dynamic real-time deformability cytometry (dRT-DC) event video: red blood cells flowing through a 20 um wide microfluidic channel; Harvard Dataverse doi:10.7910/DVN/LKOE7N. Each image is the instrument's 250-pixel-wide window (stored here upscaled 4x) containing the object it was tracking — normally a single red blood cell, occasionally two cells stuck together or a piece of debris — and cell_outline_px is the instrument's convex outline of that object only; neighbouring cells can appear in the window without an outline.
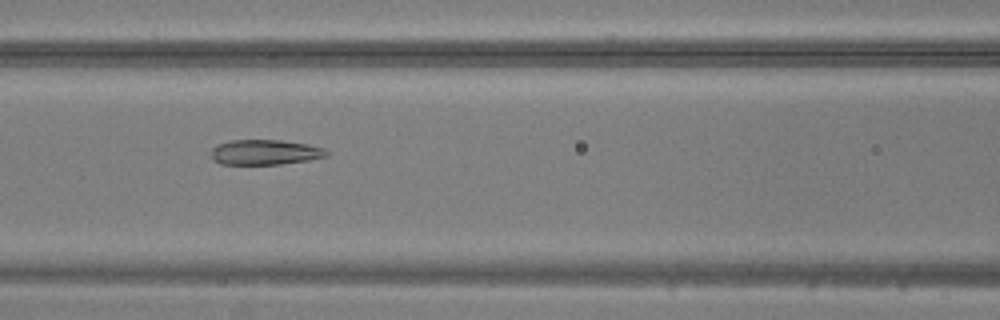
{"species": "common noctule bat (a hibernating species)", "species_latin": "Nyctalus noctula", "temperature_condition": "warm", "stored_images_in_passage": 37, "camera_frame_rate_fps": 3000, "um_per_image_px": 0.085, "animal": {"sex": "male", "body_mass_g": 20.5, "forearm_length_mm": 52.5}, "frame": {"image": 1, "passage_image": 10, "time_ms": 3.0, "image_size_px": [1000, 320], "cell_outline_px": [[328, 156], [308, 160], [280, 164], [220, 164], [212, 156], [212, 148], [216, 144], [232, 140], [280, 140], [308, 144], [324, 148], [328, 152]], "centroid_in_image_um": [22.54, 12.93], "position_along_channel_um": 144.1, "area_um2": 16.82}}
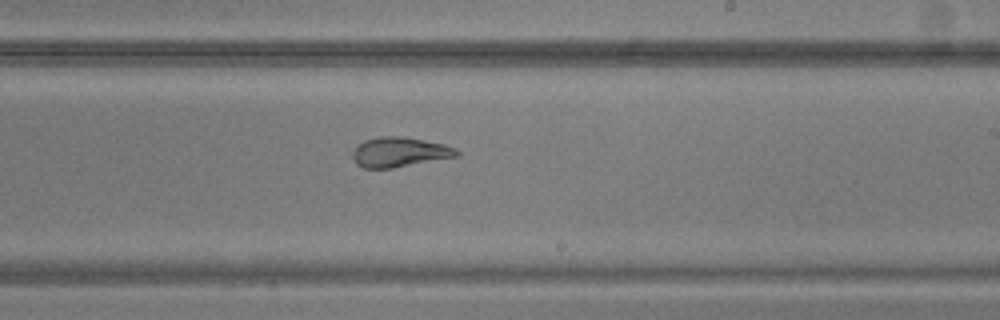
{"frame": {"image": 2, "passage_image": 18, "time_ms": 5.667, "image_size_px": [1000, 320], "cell_outline_px": [[460, 156], [392, 168], [364, 168], [356, 164], [352, 156], [352, 152], [364, 140], [380, 136], [404, 136], [444, 144], [456, 148], [460, 152]], "centroid_in_image_um": [33.99, 12.93], "position_along_channel_um": 255.0, "area_um2": 18.15}}
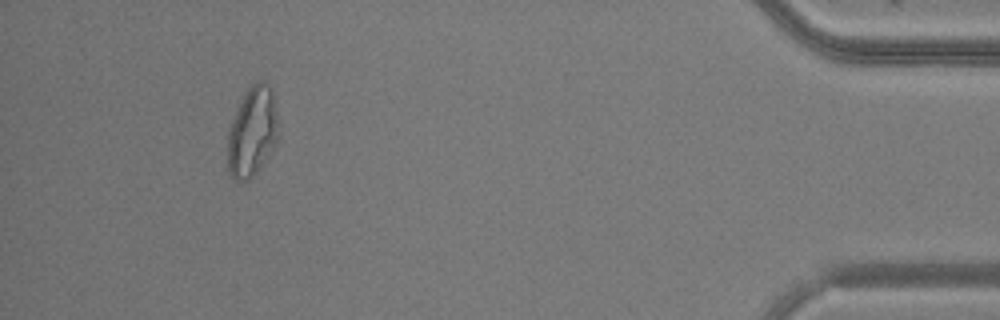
{"frame": {"image": 3, "passage_image": 34, "time_ms": 11.0, "image_size_px": [1000, 320], "cell_outline_px": [[280, 140], [260, 168], [248, 180], [236, 184], [228, 172], [228, 128], [244, 92], [256, 80], [264, 80], [272, 88]], "centroid_in_image_um": [21.45, 11.22], "position_along_channel_um": 413.8, "area_um2": 27.17}}